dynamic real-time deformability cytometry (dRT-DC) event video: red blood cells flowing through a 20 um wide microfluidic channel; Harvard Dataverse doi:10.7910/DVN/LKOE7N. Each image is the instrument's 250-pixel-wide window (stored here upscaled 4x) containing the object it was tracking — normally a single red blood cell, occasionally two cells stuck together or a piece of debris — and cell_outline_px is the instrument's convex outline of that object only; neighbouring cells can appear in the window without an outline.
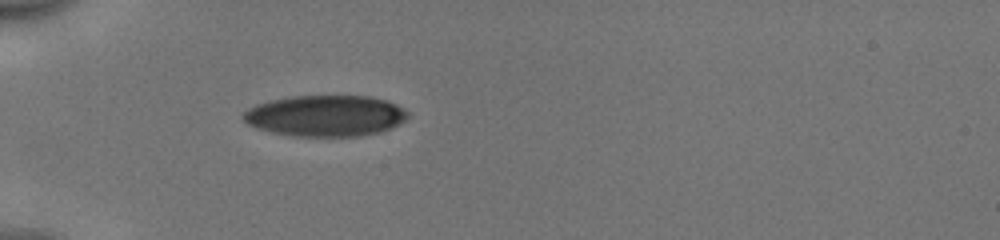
{"species": "human", "species_latin": "Homo sapiens", "temperature_condition": "cold", "stored_images_in_passage": 32, "camera_frame_rate_fps": 3000, "um_per_image_px": 0.085, "donor": {"sex": "male"}, "frame": {"image": 1, "passage_image": 1, "time_ms": 0.0, "image_size_px": [1000, 240], "cell_outline_px": [[408, 116], [404, 120], [380, 132], [360, 136], [296, 136], [272, 132], [256, 128], [248, 124], [240, 116], [248, 108], [256, 104], [272, 100], [292, 96], [368, 96], [388, 100], [404, 108], [408, 112]], "centroid_in_image_um": [27.64, 9.83], "position_along_channel_um": 57.4, "area_um2": 39.36}}
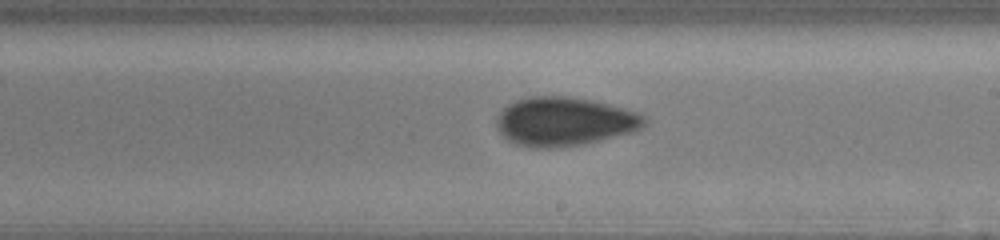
{"frame": {"image": 2, "passage_image": 16, "time_ms": 5.0, "image_size_px": [1000, 240], "cell_outline_px": [[648, 120], [636, 132], [584, 144], [556, 148], [532, 148], [516, 144], [508, 140], [496, 128], [496, 120], [500, 112], [508, 104], [516, 100], [528, 96], [568, 96], [592, 100], [640, 112], [648, 116]], "centroid_in_image_um": [48.01, 10.33], "position_along_channel_um": 241.0, "area_um2": 42.6}}
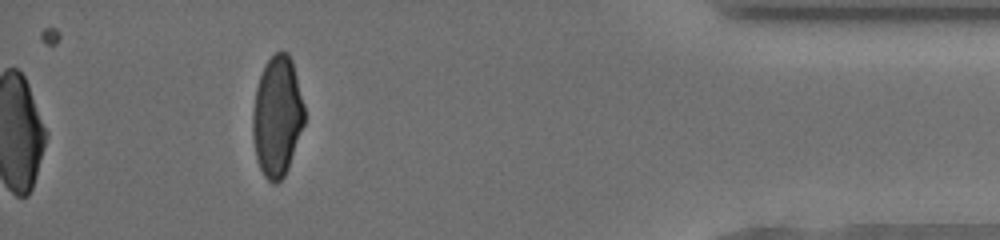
{"frame": {"image": 3, "passage_image": 32, "time_ms": 10.333, "image_size_px": [1000, 240], "cell_outline_px": [[304, 124], [288, 168], [284, 176], [276, 184], [272, 184], [264, 176], [260, 168], [256, 156], [252, 136], [252, 112], [256, 88], [264, 64], [276, 52], [288, 52], [292, 60], [304, 104]], "centroid_in_image_um": [23.55, 9.9], "position_along_channel_um": 411.7, "area_um2": 36.3}, "authors_computed_cell_mechanics": {"area_um2": 40.6334, "velocity_mm_per_s": 3.984, "shape_relaxation_time_tau1_ms": 4.5931, "shape_relaxation_time_tau2_ms": 1.5477, "deformation_change_tau1": 0.1435, "deformation_change_tau2": 0.0689}}